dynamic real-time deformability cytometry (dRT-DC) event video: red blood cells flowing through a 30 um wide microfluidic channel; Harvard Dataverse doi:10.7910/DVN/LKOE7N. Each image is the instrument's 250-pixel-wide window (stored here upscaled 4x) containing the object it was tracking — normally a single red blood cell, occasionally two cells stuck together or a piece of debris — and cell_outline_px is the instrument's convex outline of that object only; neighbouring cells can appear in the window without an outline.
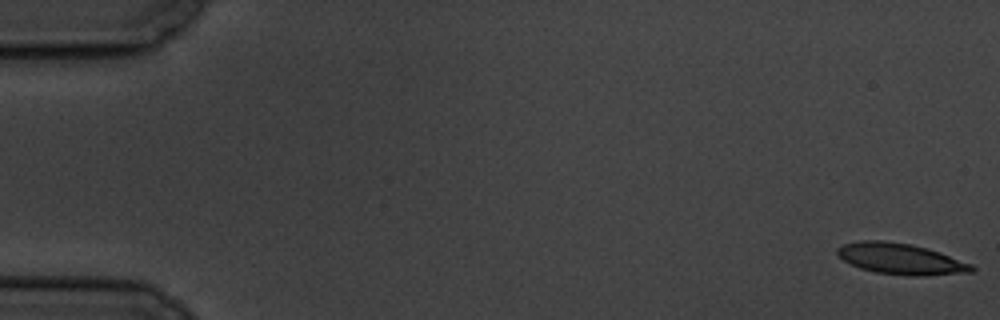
{"species": "common noctule bat (a hibernating species)", "species_latin": "Nyctalus noctula", "temperature_condition": "cold", "stored_images_in_passage": 5, "camera_frame_rate_fps": 3000, "um_per_image_px": 0.085, "animal": {"sex": "male", "body_mass_g": 19.5, "forearm_length_mm": 54.6}, "frame": {"image": 1, "passage_image": 1, "time_ms": 0.0, "image_size_px": [1000, 320], "cell_outline_px": [[976, 268], [972, 272], [924, 276], [908, 276], [876, 272], [860, 268], [844, 260], [836, 252], [836, 248], [844, 244], [860, 240], [884, 240], [912, 244], [928, 248], [940, 252], [972, 264]], "centroid_in_image_um": [76.59, 22.0], "position_along_channel_um": 8.4, "area_um2": 24.39}}
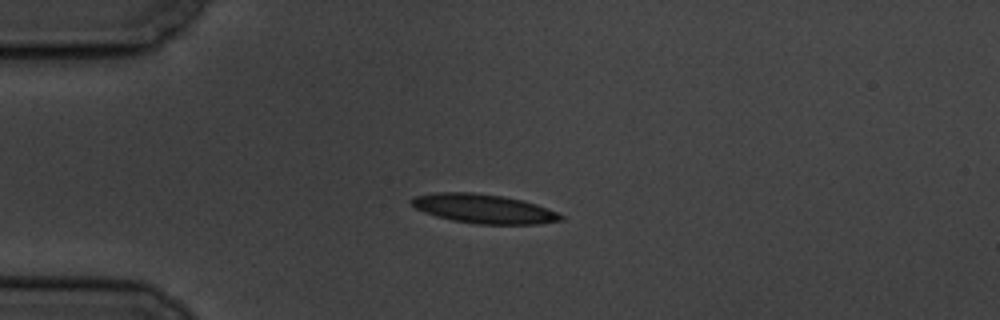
{"frame": {"image": 2, "passage_image": 5, "time_ms": 4.667, "image_size_px": [1000, 320], "cell_outline_px": [[564, 220], [536, 224], [476, 224], [452, 220], [436, 216], [424, 212], [408, 204], [408, 200], [416, 196], [436, 192], [472, 192], [504, 196], [524, 200], [548, 208], [564, 216]], "centroid_in_image_um": [41.1, 17.74], "position_along_channel_um": 43.9, "area_um2": 25.55}}